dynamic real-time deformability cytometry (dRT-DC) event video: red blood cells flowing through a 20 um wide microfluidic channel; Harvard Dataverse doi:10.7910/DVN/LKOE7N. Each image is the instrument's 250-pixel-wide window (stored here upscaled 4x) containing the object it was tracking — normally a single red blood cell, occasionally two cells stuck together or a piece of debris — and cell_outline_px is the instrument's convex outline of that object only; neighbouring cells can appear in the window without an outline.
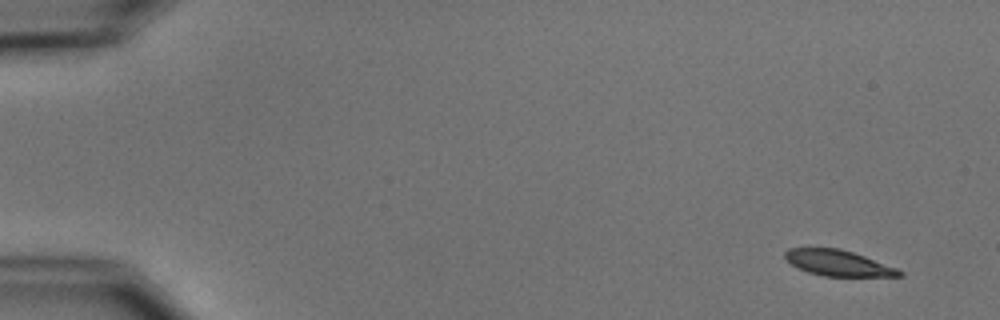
{"species": "common noctule bat (a hibernating species)", "species_latin": "Nyctalus noctula", "temperature_condition": "cold", "stored_images_in_passage": 4, "camera_frame_rate_fps": 3000, "um_per_image_px": 0.085, "animal": {"sex": "male", "body_mass_g": 15.6}, "frame": {"image": 1, "passage_image": 1, "time_ms": 0.0, "image_size_px": [1000, 320], "cell_outline_px": [[904, 276], [824, 276], [808, 272], [796, 268], [784, 256], [784, 252], [788, 248], [840, 248], [864, 256], [896, 268], [904, 272]], "centroid_in_image_um": [71.22, 22.36], "position_along_channel_um": 13.8, "area_um2": 17.05}}
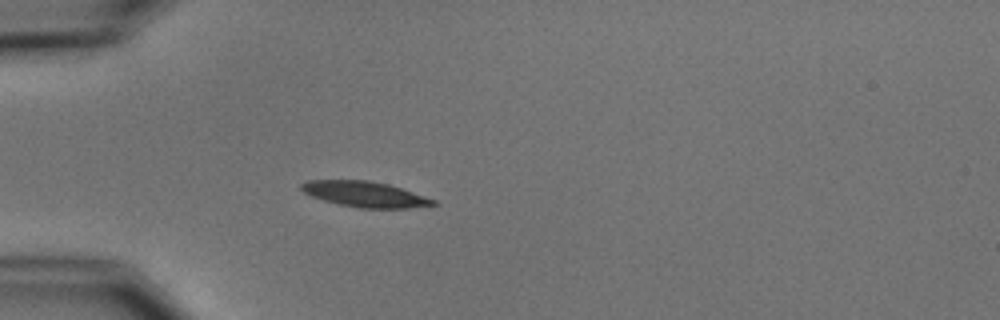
{"frame": {"image": 2, "passage_image": 4, "time_ms": 4.333, "image_size_px": [1000, 320], "cell_outline_px": [[440, 204], [408, 208], [360, 208], [340, 204], [324, 200], [312, 196], [304, 192], [300, 188], [300, 184], [308, 180], [368, 180], [388, 184], [436, 200]], "centroid_in_image_um": [31.02, 16.51], "position_along_channel_um": 54.0, "area_um2": 19.48}}